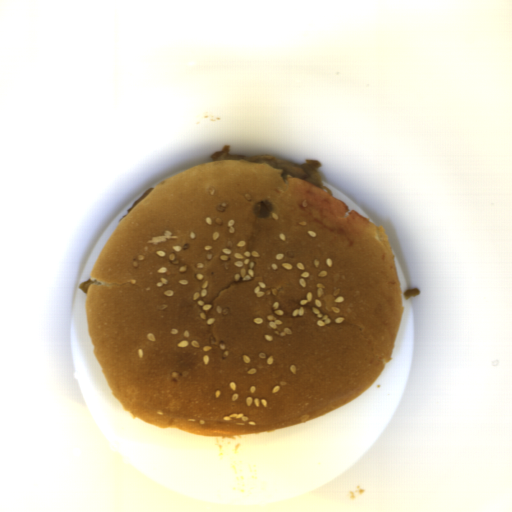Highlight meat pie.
<instances>
[{"instance_id":"b5893723","label":"meat pie","mask_w":512,"mask_h":512,"mask_svg":"<svg viewBox=\"0 0 512 512\" xmlns=\"http://www.w3.org/2000/svg\"><path fill=\"white\" fill-rule=\"evenodd\" d=\"M229 150L230 146L229 144H226L220 151L215 152L210 157L212 161L244 159L250 162L268 164L277 169H282L281 176L287 178V175H289L293 178H299L306 182H310L316 187L322 190H326L328 194L332 196V190L323 185V178L318 173V168L322 167V163H320L319 160L308 159L303 164H296L294 162L280 159L271 155L247 156L230 154Z\"/></svg>"},{"instance_id":"c0bc52ac","label":"meat pie","mask_w":512,"mask_h":512,"mask_svg":"<svg viewBox=\"0 0 512 512\" xmlns=\"http://www.w3.org/2000/svg\"><path fill=\"white\" fill-rule=\"evenodd\" d=\"M403 293H404L406 299L408 300L410 297H415V296L419 295L420 290L417 287H409V288H406V290H404Z\"/></svg>"},{"instance_id":"742d133d","label":"meat pie","mask_w":512,"mask_h":512,"mask_svg":"<svg viewBox=\"0 0 512 512\" xmlns=\"http://www.w3.org/2000/svg\"><path fill=\"white\" fill-rule=\"evenodd\" d=\"M94 281H90L89 279L87 281H84L82 283H80L79 285V289L83 292V293H88V289H89V286L91 283H93Z\"/></svg>"}]
</instances>
